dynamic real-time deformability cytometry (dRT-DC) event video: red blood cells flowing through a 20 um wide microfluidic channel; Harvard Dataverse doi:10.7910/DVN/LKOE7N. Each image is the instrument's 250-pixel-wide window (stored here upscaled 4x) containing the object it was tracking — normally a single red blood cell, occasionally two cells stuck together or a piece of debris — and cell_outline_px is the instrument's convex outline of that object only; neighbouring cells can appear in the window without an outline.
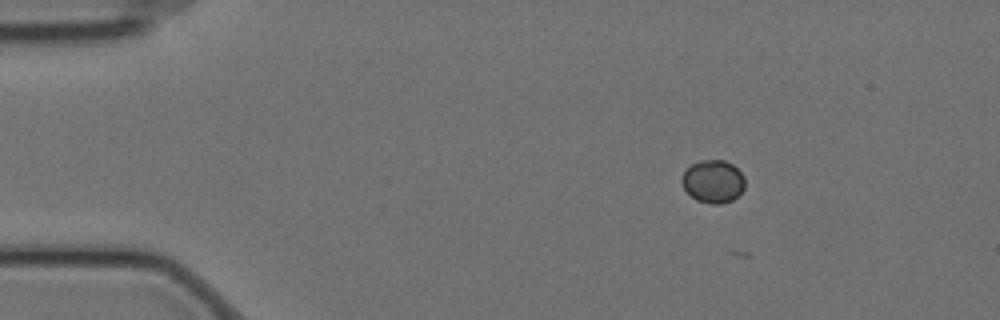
{"species": "Egyptian fruit bat (a non-hibernating species)", "species_latin": "Rousettus aegyptiacus", "temperature_condition": "cold", "stored_images_in_passage": 3, "camera_frame_rate_fps": 3000, "um_per_image_px": 0.085, "animal": {"sex": "female"}, "frame": {"image": 1, "passage_image": 1, "time_ms": 0.0, "image_size_px": [1000, 320], "cell_outline_px": [[744, 188], [732, 200], [720, 204], [712, 204], [696, 200], [684, 188], [680, 180], [684, 172], [692, 164], [700, 160], [724, 160], [732, 164], [744, 176]], "centroid_in_image_um": [60.6, 15.42], "position_along_channel_um": 24.4, "area_um2": 15.61}}